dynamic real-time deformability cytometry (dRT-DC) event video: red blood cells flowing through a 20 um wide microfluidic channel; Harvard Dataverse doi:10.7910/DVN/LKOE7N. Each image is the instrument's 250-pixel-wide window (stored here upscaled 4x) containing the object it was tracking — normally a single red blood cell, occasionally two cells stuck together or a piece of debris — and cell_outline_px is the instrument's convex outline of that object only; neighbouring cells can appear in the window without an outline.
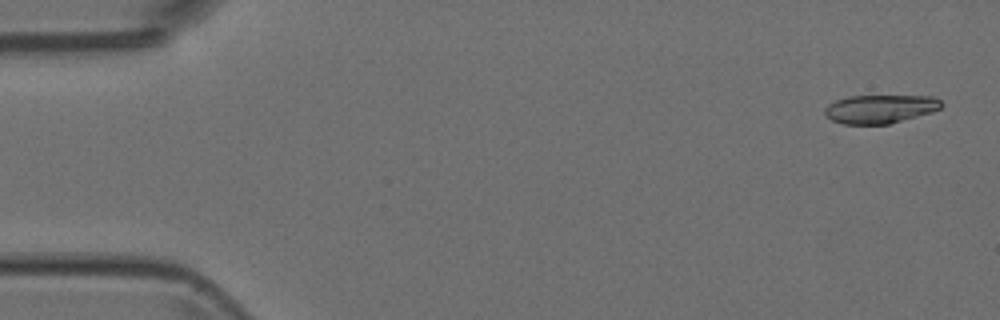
{"species": "Egyptian fruit bat (a non-hibernating species)", "species_latin": "Rousettus aegyptiacus", "temperature_condition": "room temperature", "stored_images_in_passage": 4, "camera_frame_rate_fps": 3000, "um_per_image_px": 0.085, "animal": {"sex": "female"}, "frame": {"image": 1, "passage_image": 1, "time_ms": 0.0, "image_size_px": [1000, 320], "cell_outline_px": [[944, 104], [940, 108], [932, 112], [888, 124], [844, 124], [832, 120], [824, 116], [824, 108], [828, 104], [836, 100], [848, 96], [932, 96], [940, 100]], "centroid_in_image_um": [74.78, 9.26], "position_along_channel_um": 10.2, "area_um2": 19.42}}
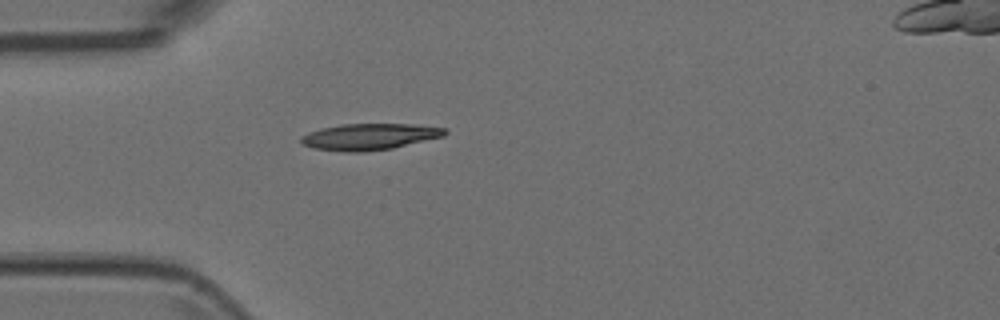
{"frame": {"image": 2, "passage_image": 4, "time_ms": 1.0, "image_size_px": [1000, 320], "cell_outline_px": [[448, 132], [444, 136], [392, 148], [360, 152], [348, 152], [312, 148], [300, 144], [300, 136], [308, 132], [320, 128], [340, 124], [412, 124], [444, 128]], "centroid_in_image_um": [31.34, 11.61], "position_along_channel_um": 53.7, "area_um2": 22.14}}